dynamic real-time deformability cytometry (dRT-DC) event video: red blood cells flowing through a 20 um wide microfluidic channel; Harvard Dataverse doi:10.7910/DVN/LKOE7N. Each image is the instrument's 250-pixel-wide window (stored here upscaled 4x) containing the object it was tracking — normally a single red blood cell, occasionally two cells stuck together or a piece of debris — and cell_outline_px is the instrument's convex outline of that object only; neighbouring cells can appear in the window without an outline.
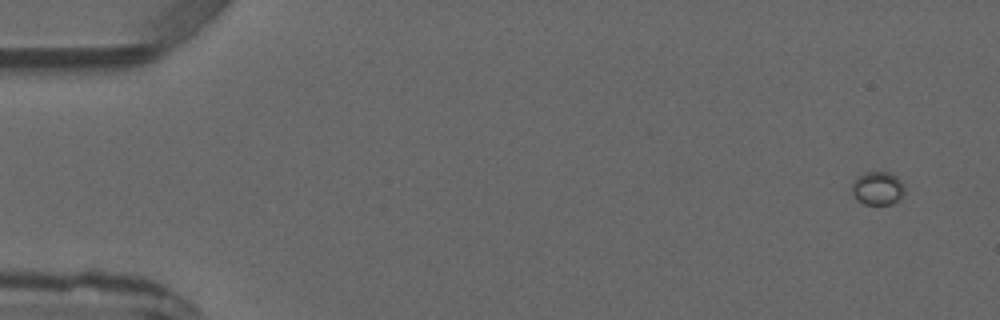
{"species": "common noctule bat (a hibernating species)", "species_latin": "Nyctalus noctula", "temperature_condition": "warm", "stored_images_in_passage": 5, "camera_frame_rate_fps": 3000, "um_per_image_px": 0.085, "animal": {"sex": "male", "forearm_length_mm": 52.5}, "frame": {"image": 1, "passage_image": 1, "time_ms": 0.0, "image_size_px": [1000, 320], "cell_outline_px": [[904, 192], [896, 200], [888, 204], [864, 204], [856, 200], [852, 192], [852, 184], [856, 176], [864, 172], [888, 172], [896, 176], [904, 184]], "centroid_in_image_um": [74.56, 15.98], "position_along_channel_um": 10.4, "area_um2": 10.17}}